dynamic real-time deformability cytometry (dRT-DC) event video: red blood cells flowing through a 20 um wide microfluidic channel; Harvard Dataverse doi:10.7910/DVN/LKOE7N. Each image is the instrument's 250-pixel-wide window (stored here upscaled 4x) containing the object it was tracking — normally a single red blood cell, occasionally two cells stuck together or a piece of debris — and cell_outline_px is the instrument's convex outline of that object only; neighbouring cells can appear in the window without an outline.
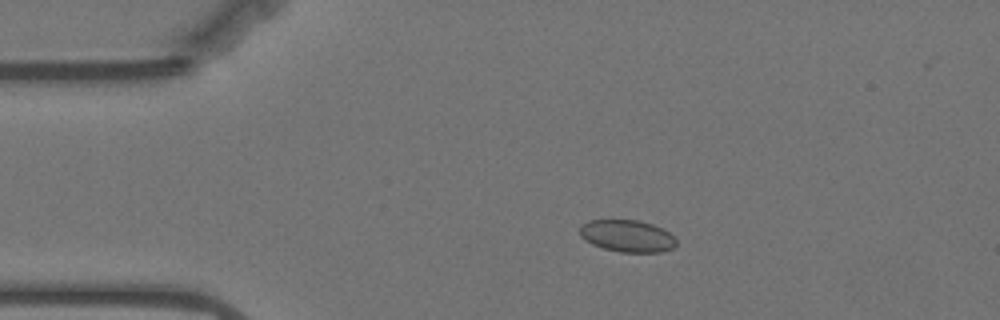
{"species": "Egyptian fruit bat (a non-hibernating species)", "species_latin": "Rousettus aegyptiacus", "temperature_condition": "warm", "stored_images_in_passage": 58, "camera_frame_rate_fps": 3000, "um_per_image_px": 0.085, "animal": {"sex": "female"}, "frame": {"image": 1, "passage_image": 11, "time_ms": 3.333, "image_size_px": [1000, 320], "cell_outline_px": [[676, 244], [672, 248], [660, 252], [620, 252], [604, 248], [592, 244], [584, 240], [580, 236], [580, 224], [588, 220], [636, 220], [652, 224], [668, 232], [676, 240]], "centroid_in_image_um": [53.27, 20.05], "position_along_channel_um": 31.7, "area_um2": 17.92}}
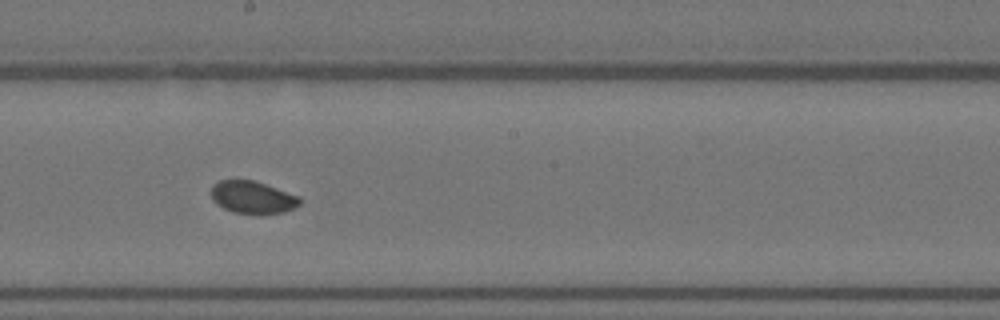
{"frame": {"image": 2, "passage_image": 31, "time_ms": 10.0, "image_size_px": [1000, 320], "cell_outline_px": [[300, 204], [284, 212], [232, 212], [216, 204], [212, 200], [212, 184], [220, 180], [252, 180], [300, 196]], "centroid_in_image_um": [21.43, 16.74], "position_along_channel_um": 226.8, "area_um2": 16.24}}
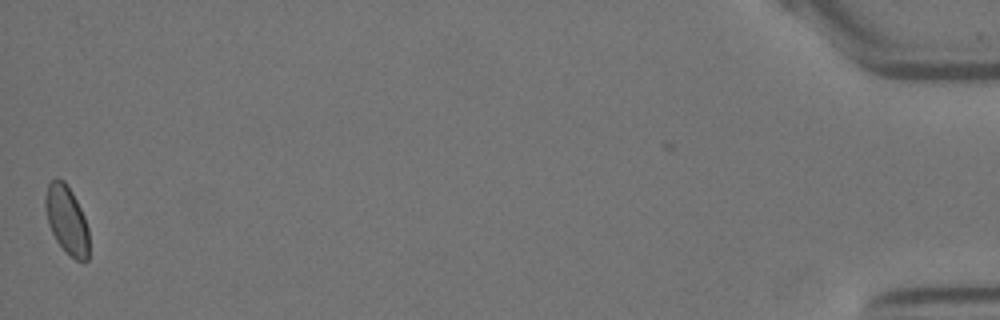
{"frame": {"image": 3, "passage_image": 57, "time_ms": 18.667, "image_size_px": [1000, 320], "cell_outline_px": [[88, 260], [84, 264], [76, 260], [56, 240], [48, 224], [44, 208], [44, 196], [48, 184], [56, 176], [64, 180], [72, 192], [84, 216], [88, 228]], "centroid_in_image_um": [5.66, 18.66], "position_along_channel_um": 429.5, "area_um2": 17.46}}